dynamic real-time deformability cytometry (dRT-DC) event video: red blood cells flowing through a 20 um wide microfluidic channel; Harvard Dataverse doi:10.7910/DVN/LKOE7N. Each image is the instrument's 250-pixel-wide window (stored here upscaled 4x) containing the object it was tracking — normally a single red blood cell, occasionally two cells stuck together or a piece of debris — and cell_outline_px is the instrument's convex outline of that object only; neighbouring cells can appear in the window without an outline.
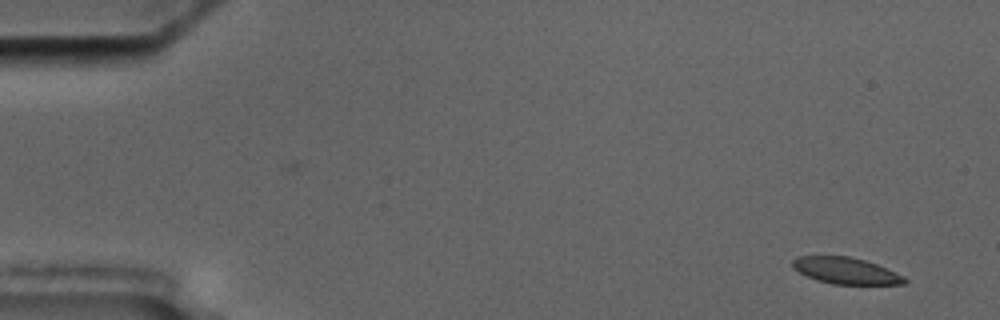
{"species": "common noctule bat (a hibernating species)", "species_latin": "Nyctalus noctula", "temperature_condition": "cold", "stored_images_in_passage": 2, "camera_frame_rate_fps": 3000, "um_per_image_px": 0.085, "animal": {"sex": "male", "body_mass_g": 17.5, "forearm_length_mm": 52.3}, "frame": {"image": 1, "passage_image": 2, "time_ms": 1.333, "image_size_px": [1000, 320], "cell_outline_px": [[908, 280], [904, 284], [832, 284], [816, 280], [792, 268], [792, 260], [796, 256], [848, 256], [864, 260], [876, 264], [904, 276]], "centroid_in_image_um": [71.87, 23.01], "position_along_channel_um": 13.1, "area_um2": 17.17}}